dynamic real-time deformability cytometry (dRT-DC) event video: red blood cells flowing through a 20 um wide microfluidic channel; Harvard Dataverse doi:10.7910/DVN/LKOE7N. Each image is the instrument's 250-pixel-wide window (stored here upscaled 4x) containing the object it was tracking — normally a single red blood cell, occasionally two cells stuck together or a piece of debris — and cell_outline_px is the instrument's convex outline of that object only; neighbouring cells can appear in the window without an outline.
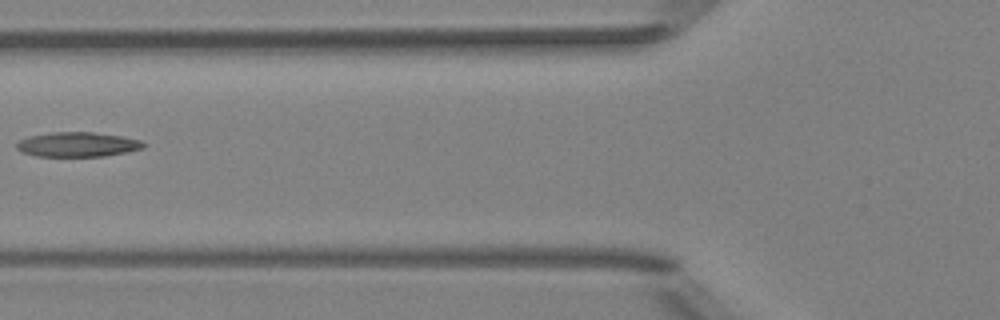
{"species": "Egyptian fruit bat (a non-hibernating species)", "species_latin": "Rousettus aegyptiacus", "temperature_condition": "room temperature", "stored_images_in_passage": 6, "camera_frame_rate_fps": 3000, "um_per_image_px": 0.085, "animal": {"sex": "female"}, "frame": {"image": 1, "passage_image": 6, "time_ms": 5.667, "image_size_px": [1000, 320], "cell_outline_px": [[148, 144], [144, 148], [128, 152], [104, 156], [36, 156], [24, 152], [16, 148], [16, 144], [20, 140], [28, 136], [52, 132], [92, 132], [124, 136], [140, 140]], "centroid_in_image_um": [6.65, 12.27], "position_along_channel_um": 119.2, "area_um2": 18.32}}